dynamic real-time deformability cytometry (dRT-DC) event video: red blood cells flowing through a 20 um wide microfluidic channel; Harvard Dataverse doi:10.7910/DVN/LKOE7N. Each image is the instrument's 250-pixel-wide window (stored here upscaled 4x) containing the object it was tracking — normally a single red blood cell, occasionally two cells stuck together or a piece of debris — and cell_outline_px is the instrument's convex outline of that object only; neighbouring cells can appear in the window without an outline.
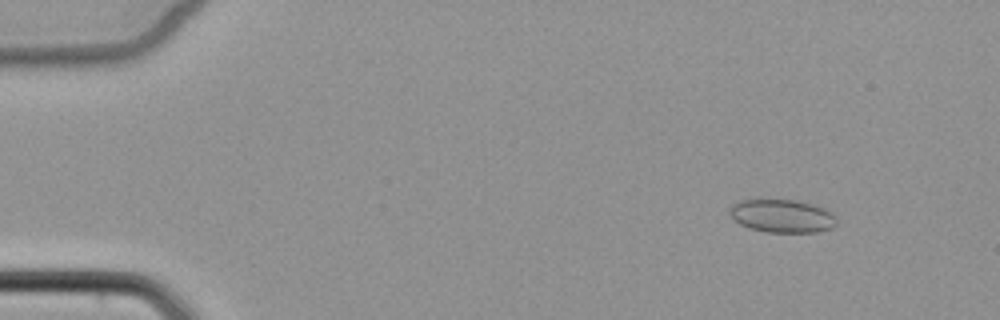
{"species": "common noctule bat (a hibernating species)", "species_latin": "Nyctalus noctula", "temperature_condition": "cold", "stored_images_in_passage": 4, "camera_frame_rate_fps": 3000, "um_per_image_px": 0.085, "animal": {"sex": "female", "body_mass_g": 22.7, "forearm_length_mm": 54.2}, "frame": {"image": 1, "passage_image": 1, "time_ms": 0.0, "image_size_px": [1000, 320], "cell_outline_px": [[836, 224], [832, 228], [816, 232], [768, 232], [748, 228], [740, 224], [728, 212], [728, 208], [732, 204], [740, 200], [800, 200], [824, 208], [832, 212], [836, 216]], "centroid_in_image_um": [66.49, 18.35], "position_along_channel_um": 18.5, "area_um2": 20.75}}
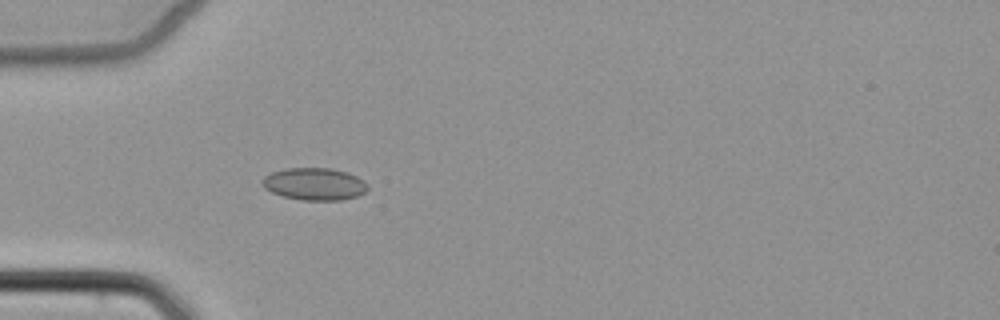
{"frame": {"image": 2, "passage_image": 4, "time_ms": 3.667, "image_size_px": [1000, 320], "cell_outline_px": [[368, 188], [364, 192], [356, 196], [340, 200], [300, 200], [284, 196], [272, 192], [264, 188], [260, 184], [264, 176], [272, 172], [284, 168], [332, 168], [348, 172], [364, 180], [368, 184]], "centroid_in_image_um": [26.72, 15.63], "position_along_channel_um": 58.3, "area_um2": 19.94}}